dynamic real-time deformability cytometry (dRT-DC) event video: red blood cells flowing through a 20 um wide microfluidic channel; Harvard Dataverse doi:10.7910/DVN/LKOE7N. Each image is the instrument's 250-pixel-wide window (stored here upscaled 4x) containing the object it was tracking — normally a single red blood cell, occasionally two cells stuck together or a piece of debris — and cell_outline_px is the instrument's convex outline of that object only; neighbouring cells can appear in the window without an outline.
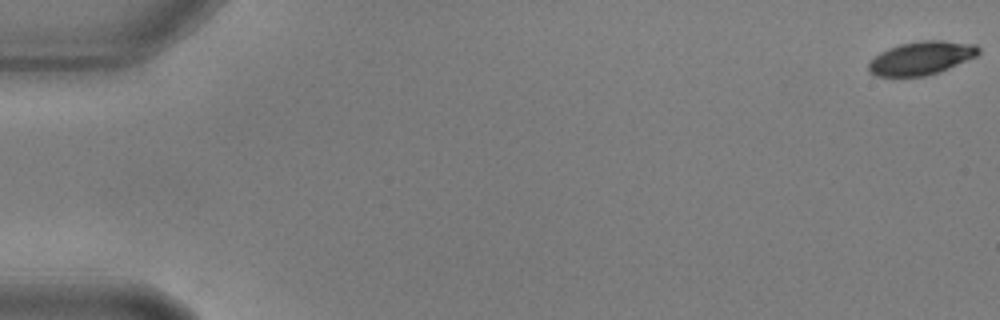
{"species": "common noctule bat (a hibernating species)", "species_latin": "Nyctalus noctula", "temperature_condition": "warm", "stored_images_in_passage": 59, "camera_frame_rate_fps": 3000, "um_per_image_px": 0.085, "animal": {"sex": "male", "body_mass_g": 17.9, "forearm_length_mm": 54.2}, "frame": {"image": 1, "passage_image": 1, "time_ms": 0.0, "image_size_px": [1000, 320], "cell_outline_px": [[980, 52], [976, 56], [948, 68], [924, 76], [876, 76], [868, 72], [868, 64], [880, 52], [888, 48], [900, 44], [920, 40], [944, 40], [976, 44], [980, 48]], "centroid_in_image_um": [78.31, 4.92], "position_along_channel_um": 6.7, "area_um2": 21.27}}
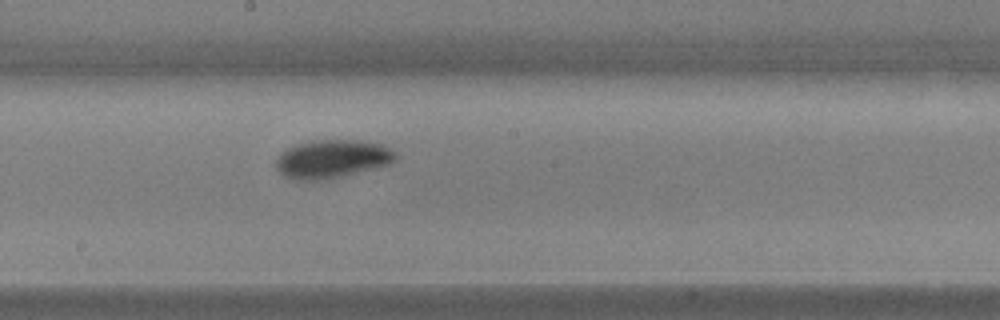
{"frame": {"image": 2, "passage_image": 33, "time_ms": 10.667, "image_size_px": [1000, 320], "cell_outline_px": [[396, 160], [388, 164], [376, 168], [324, 180], [292, 180], [284, 176], [276, 168], [276, 160], [280, 152], [296, 144], [312, 140], [360, 140], [384, 144], [396, 152]], "centroid_in_image_um": [28.23, 13.5], "position_along_channel_um": 220.0, "area_um2": 26.93}}
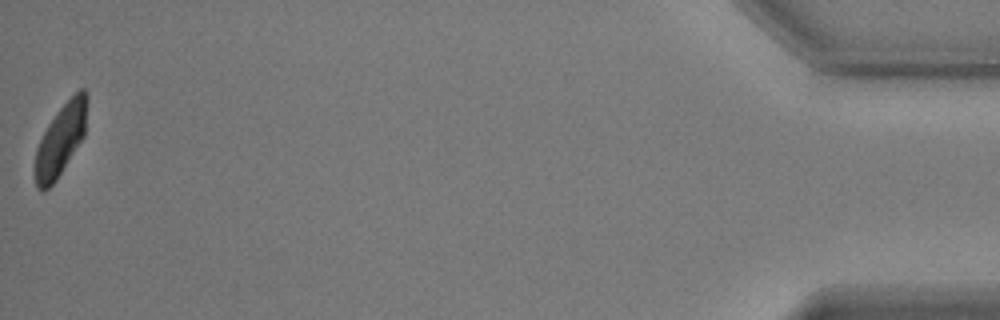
{"frame": {"image": 3, "passage_image": 59, "time_ms": 19.333, "image_size_px": [1000, 320], "cell_outline_px": [[88, 100], [84, 136], [56, 180], [48, 188], [36, 188], [36, 148], [48, 124], [56, 112], [80, 88], [84, 88], [88, 96]], "centroid_in_image_um": [5.19, 11.82], "position_along_channel_um": 430.0, "area_um2": 21.15}}